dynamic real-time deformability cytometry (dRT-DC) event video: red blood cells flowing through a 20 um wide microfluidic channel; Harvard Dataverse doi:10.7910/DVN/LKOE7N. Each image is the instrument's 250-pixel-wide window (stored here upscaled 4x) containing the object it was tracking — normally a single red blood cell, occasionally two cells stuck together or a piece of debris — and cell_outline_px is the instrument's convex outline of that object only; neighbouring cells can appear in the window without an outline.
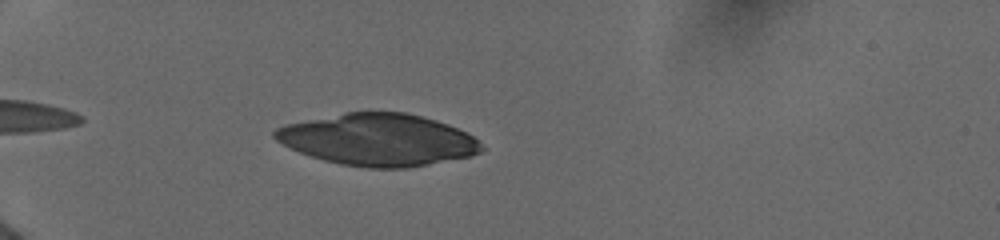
{"species": "human", "species_latin": "Homo sapiens", "temperature_condition": "cold", "stored_images_in_passage": 5, "camera_frame_rate_fps": 3000, "um_per_image_px": 0.085, "donor": {"sex": "female"}, "frame": {"image": 1, "passage_image": 2, "time_ms": 0.667, "image_size_px": [1000, 240], "cell_outline_px": [[484, 148], [480, 152], [472, 156], [408, 168], [368, 168], [340, 164], [324, 160], [300, 152], [276, 140], [272, 136], [272, 132], [276, 128], [284, 124], [344, 112], [404, 112], [436, 120], [448, 124], [472, 136]], "centroid_in_image_um": [32.12, 11.88], "position_along_channel_um": 52.9, "area_um2": 62.37}}